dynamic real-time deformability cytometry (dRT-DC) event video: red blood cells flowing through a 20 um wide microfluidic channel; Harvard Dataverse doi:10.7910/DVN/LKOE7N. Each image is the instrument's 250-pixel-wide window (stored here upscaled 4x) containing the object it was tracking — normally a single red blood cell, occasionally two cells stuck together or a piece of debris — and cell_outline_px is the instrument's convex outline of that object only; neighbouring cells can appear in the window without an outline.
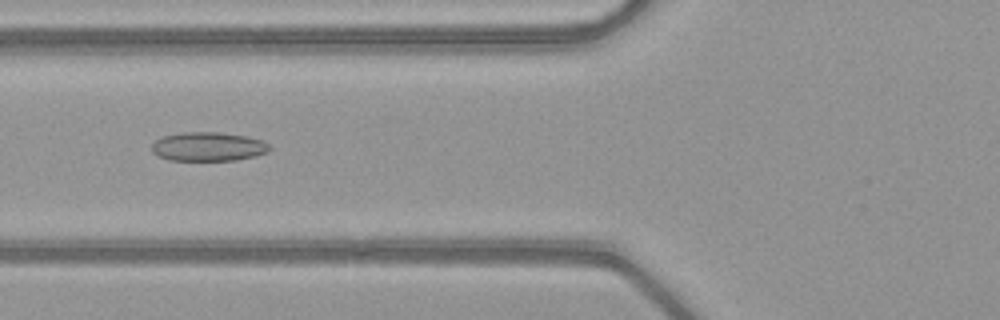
{"species": "common noctule bat (a hibernating species)", "species_latin": "Nyctalus noctula", "temperature_condition": "warm", "stored_images_in_passage": 50, "camera_frame_rate_fps": 3000, "um_per_image_px": 0.085, "animal": {"sex": "female", "body_mass_g": 21.9}, "frame": {"image": 1, "passage_image": 20, "time_ms": 6.333, "image_size_px": [1000, 320], "cell_outline_px": [[272, 148], [268, 152], [256, 156], [236, 160], [168, 160], [156, 156], [152, 152], [152, 144], [160, 136], [184, 132], [220, 132], [248, 136], [260, 140], [268, 144]], "centroid_in_image_um": [17.68, 12.46], "position_along_channel_um": 108.1, "area_um2": 20.11}}
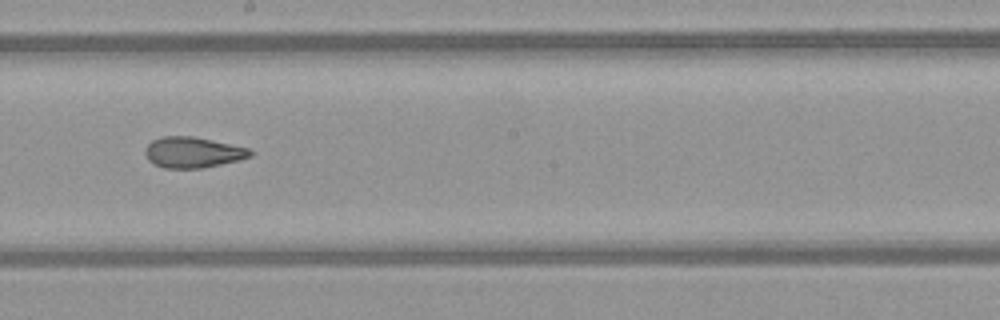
{"frame": {"image": 2, "passage_image": 29, "time_ms": 9.333, "image_size_px": [1000, 320], "cell_outline_px": [[256, 152], [252, 156], [240, 160], [204, 168], [164, 168], [148, 160], [144, 152], [144, 148], [152, 140], [160, 136], [192, 136], [212, 140], [248, 148]], "centroid_in_image_um": [16.4, 12.95], "position_along_channel_um": 231.8, "area_um2": 19.02}}
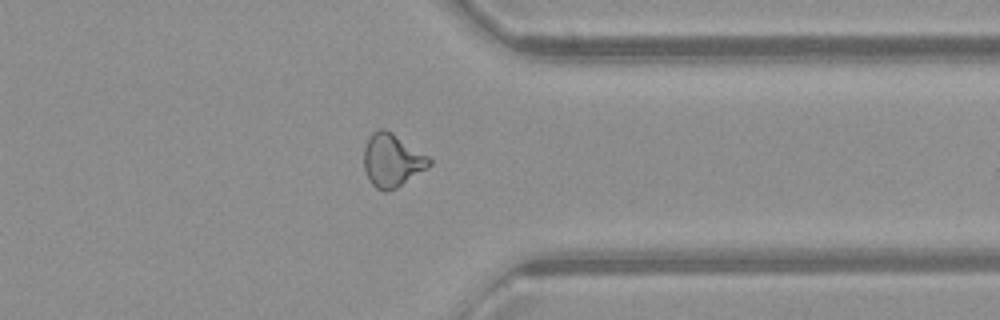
{"frame": {"image": 3, "passage_image": 40, "time_ms": 13.0, "image_size_px": [1000, 320], "cell_outline_px": [[432, 164], [396, 188], [388, 192], [384, 192], [376, 188], [368, 180], [364, 168], [364, 148], [368, 136], [372, 132], [380, 128], [384, 128], [392, 132], [428, 156], [432, 160]], "centroid_in_image_um": [33.29, 13.62], "position_along_channel_um": 378.1, "area_um2": 20.23}, "authors_computed_cell_mechanics": {"area_um2": 20.2589, "velocity_mm_per_s": 4.1028, "shape_relaxation_time_tau1_ms": null, "shape_relaxation_time_tau2_ms": 1.7717, "deformation_change_tau1": null, "deformation_change_tau2": 0.096}}